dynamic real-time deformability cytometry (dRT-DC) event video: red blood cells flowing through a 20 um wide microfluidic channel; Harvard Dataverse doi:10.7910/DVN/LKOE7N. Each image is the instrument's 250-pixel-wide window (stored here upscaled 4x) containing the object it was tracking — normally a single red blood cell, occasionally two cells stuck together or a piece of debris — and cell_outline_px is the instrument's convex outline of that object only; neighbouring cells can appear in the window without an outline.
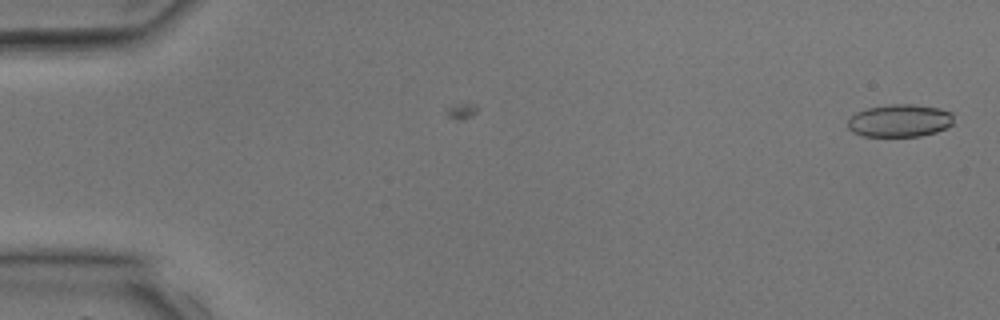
{"species": "common noctule bat (a hibernating species)", "species_latin": "Nyctalus noctula", "temperature_condition": "room temperature", "stored_images_in_passage": 2, "camera_frame_rate_fps": 3000, "um_per_image_px": 0.085, "animal": {"sex": "male", "body_mass_g": 17.9, "forearm_length_mm": 54.2}, "frame": {"image": 1, "passage_image": 2, "time_ms": 1.0, "image_size_px": [1000, 320], "cell_outline_px": [[952, 124], [936, 132], [920, 136], [864, 136], [852, 132], [848, 128], [848, 120], [856, 112], [868, 108], [888, 104], [912, 104], [940, 108], [952, 112]], "centroid_in_image_um": [76.46, 10.25], "position_along_channel_um": 8.5, "area_um2": 20.11}}